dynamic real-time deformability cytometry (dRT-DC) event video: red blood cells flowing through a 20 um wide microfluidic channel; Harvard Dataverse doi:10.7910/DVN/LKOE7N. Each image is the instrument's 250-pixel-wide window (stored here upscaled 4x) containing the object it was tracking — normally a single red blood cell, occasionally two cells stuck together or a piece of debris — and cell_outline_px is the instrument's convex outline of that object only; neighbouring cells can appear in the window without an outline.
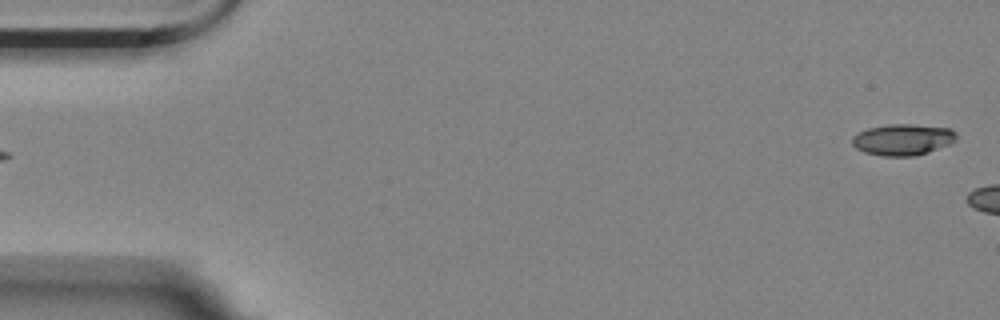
{"species": "Egyptian fruit bat (a non-hibernating species)", "species_latin": "Rousettus aegyptiacus", "temperature_condition": "room temperature", "stored_images_in_passage": 5, "segment_of_instrument_passage": [2, 2], "camera_frame_rate_fps": 3000, "um_per_image_px": 0.085, "animal": {"sex": "female"}, "frame": {"image": 1, "passage_image": 5, "time_ms": 1.333, "image_size_px": [1000, 320], "cell_outline_px": [[956, 140], [952, 144], [916, 156], [884, 156], [864, 152], [856, 148], [852, 144], [852, 136], [868, 128], [888, 124], [912, 124], [952, 128], [956, 132]], "centroid_in_image_um": [76.77, 11.86], "position_along_channel_um": 8.2, "area_um2": 19.19}}